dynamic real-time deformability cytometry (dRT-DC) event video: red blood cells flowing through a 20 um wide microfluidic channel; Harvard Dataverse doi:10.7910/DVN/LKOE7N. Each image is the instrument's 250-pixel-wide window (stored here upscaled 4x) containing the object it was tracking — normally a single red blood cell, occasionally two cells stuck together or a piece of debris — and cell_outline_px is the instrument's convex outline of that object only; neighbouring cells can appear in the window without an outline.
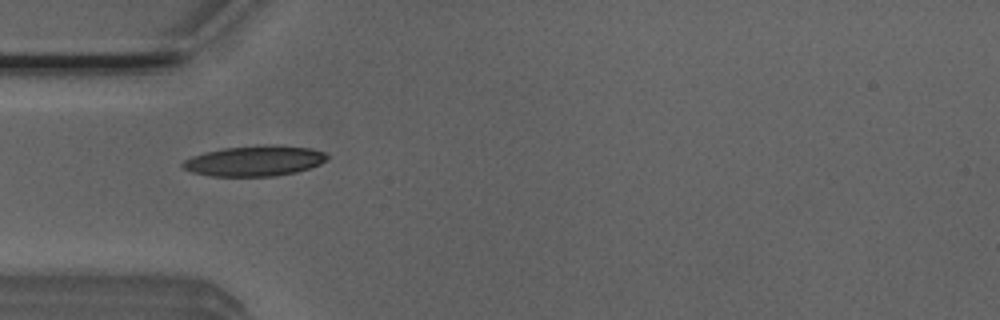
{"species": "Egyptian fruit bat (a non-hibernating species)", "species_latin": "Rousettus aegyptiacus", "temperature_condition": "room temperature", "stored_images_in_passage": 5, "camera_frame_rate_fps": 3000, "um_per_image_px": 0.085, "animal": {"sex": "male"}, "frame": {"image": 1, "passage_image": 1, "time_ms": 0.0, "image_size_px": [1000, 320], "cell_outline_px": [[328, 156], [320, 164], [296, 172], [276, 176], [212, 176], [192, 172], [180, 168], [180, 164], [184, 160], [192, 156], [204, 152], [224, 148], [264, 144], [276, 144], [312, 148], [324, 152]], "centroid_in_image_um": [21.61, 13.66], "position_along_channel_um": 63.4, "area_um2": 25.84}}
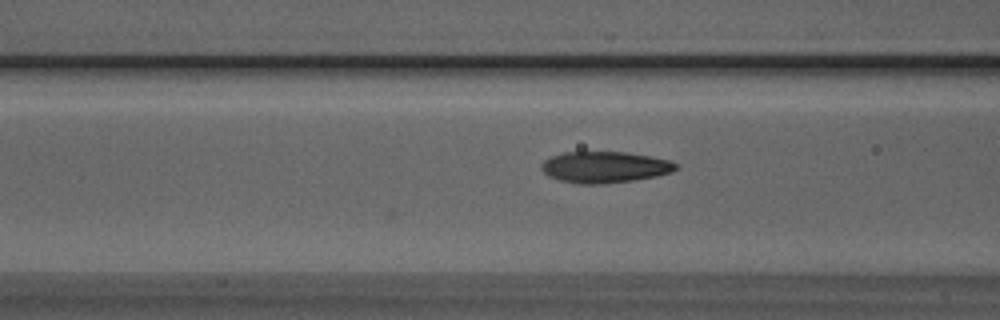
{"frame": {"image": 2, "passage_image": 5, "time_ms": 1.333, "image_size_px": [1000, 320], "cell_outline_px": [[676, 168], [672, 172], [656, 176], [636, 180], [604, 184], [580, 184], [560, 180], [548, 176], [540, 168], [540, 164], [544, 160], [552, 156], [564, 152], [624, 152], [648, 156], [668, 160], [676, 164]], "centroid_in_image_um": [51.36, 14.21], "position_along_channel_um": 115.2, "area_um2": 24.45}}